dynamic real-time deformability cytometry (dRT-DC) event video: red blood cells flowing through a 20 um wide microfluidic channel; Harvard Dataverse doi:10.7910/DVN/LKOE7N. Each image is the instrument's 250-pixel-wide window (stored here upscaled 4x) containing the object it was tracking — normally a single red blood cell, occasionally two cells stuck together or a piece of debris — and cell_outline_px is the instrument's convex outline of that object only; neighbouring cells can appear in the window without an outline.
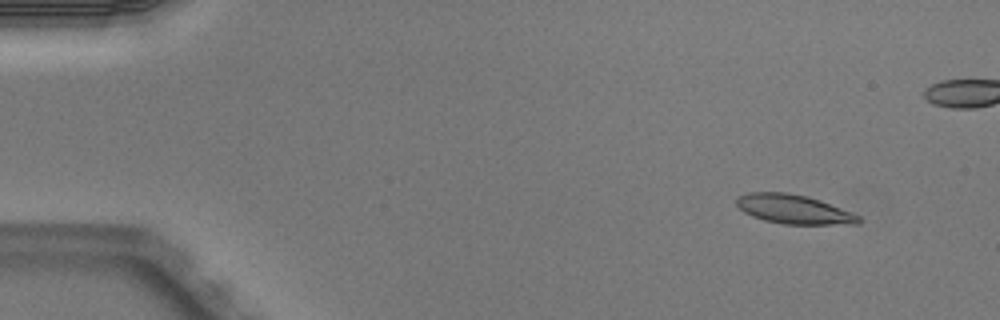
{"species": "Egyptian fruit bat (a non-hibernating species)", "species_latin": "Rousettus aegyptiacus", "temperature_condition": "warm", "stored_images_in_passage": 6, "camera_frame_rate_fps": 3000, "um_per_image_px": 0.085, "animal": {"sex": "male"}, "frame": {"image": 1, "passage_image": 2, "time_ms": 0.333, "image_size_px": [1000, 320], "cell_outline_px": [[864, 220], [860, 224], [784, 224], [764, 220], [752, 216], [744, 212], [736, 204], [736, 196], [748, 192], [784, 192], [808, 196], [820, 200], [852, 212], [860, 216]], "centroid_in_image_um": [67.49, 17.78], "position_along_channel_um": 17.5, "area_um2": 20.92}}